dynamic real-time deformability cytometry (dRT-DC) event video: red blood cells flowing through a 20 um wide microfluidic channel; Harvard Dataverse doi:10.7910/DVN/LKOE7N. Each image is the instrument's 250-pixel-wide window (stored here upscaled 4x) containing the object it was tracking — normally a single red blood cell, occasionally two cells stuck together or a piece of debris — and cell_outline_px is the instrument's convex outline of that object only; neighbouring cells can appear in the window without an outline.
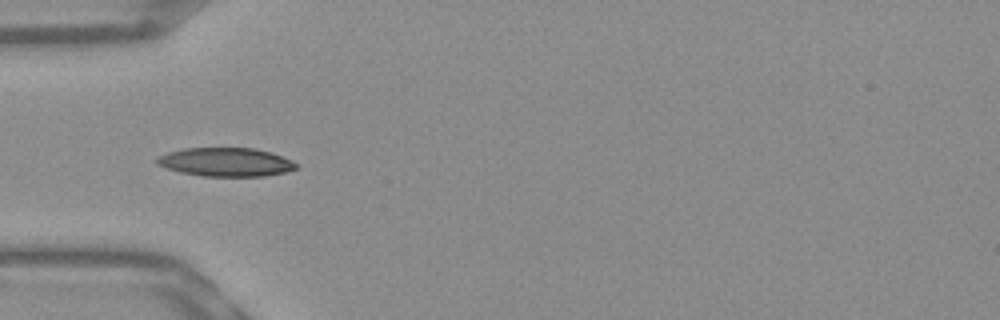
{"species": "Egyptian fruit bat (a non-hibernating species)", "species_latin": "Rousettus aegyptiacus", "temperature_condition": "warm", "stored_images_in_passage": 37, "camera_frame_rate_fps": 3000, "um_per_image_px": 0.085, "frame": {"image": 1, "passage_image": 1, "time_ms": 0.0, "image_size_px": [1000, 320], "cell_outline_px": [[296, 168], [284, 172], [264, 176], [200, 176], [180, 172], [156, 164], [156, 156], [168, 152], [184, 148], [256, 148], [272, 152], [292, 160], [296, 164]], "centroid_in_image_um": [19.17, 13.77], "position_along_channel_um": 65.8, "area_um2": 23.29}}
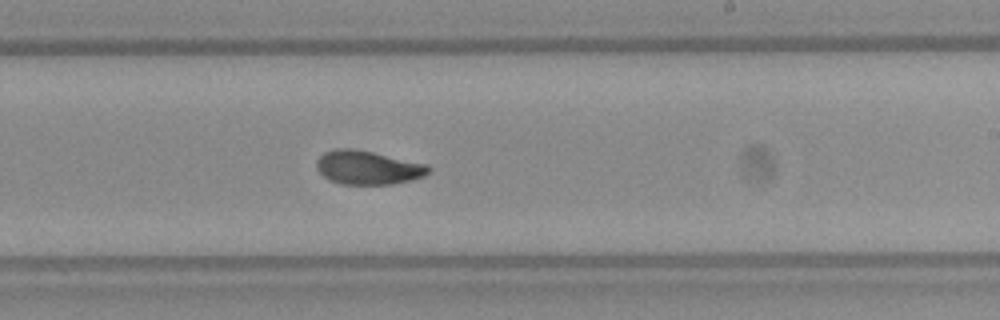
{"frame": {"image": 2, "passage_image": 16, "time_ms": 5.0, "image_size_px": [1000, 320], "cell_outline_px": [[428, 172], [424, 176], [412, 180], [392, 184], [340, 184], [328, 180], [316, 168], [316, 160], [324, 152], [336, 148], [352, 148], [372, 152], [428, 164]], "centroid_in_image_um": [31.23, 14.24], "position_along_channel_um": 257.8, "area_um2": 22.02}}
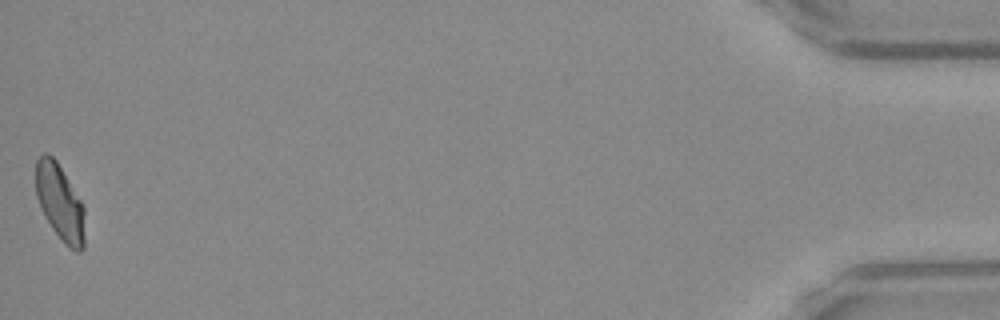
{"frame": {"image": 3, "passage_image": 37, "time_ms": 12.0, "image_size_px": [1000, 320], "cell_outline_px": [[84, 248], [80, 252], [76, 252], [68, 248], [64, 244], [52, 228], [44, 216], [36, 196], [36, 160], [44, 152], [48, 152], [56, 160], [84, 204]], "centroid_in_image_um": [5.1, 17.22], "position_along_channel_um": 430.1, "area_um2": 22.02}, "authors_computed_cell_mechanics": {"area_um2": 21.964, "velocity_mm_per_s": 3.8324, "shape_relaxation_time_tau1_ms": 10.2486, "shape_relaxation_time_tau2_ms": 2.4243, "deformation_change_tau1": 0.2339, "deformation_change_tau2": 0.0714}}